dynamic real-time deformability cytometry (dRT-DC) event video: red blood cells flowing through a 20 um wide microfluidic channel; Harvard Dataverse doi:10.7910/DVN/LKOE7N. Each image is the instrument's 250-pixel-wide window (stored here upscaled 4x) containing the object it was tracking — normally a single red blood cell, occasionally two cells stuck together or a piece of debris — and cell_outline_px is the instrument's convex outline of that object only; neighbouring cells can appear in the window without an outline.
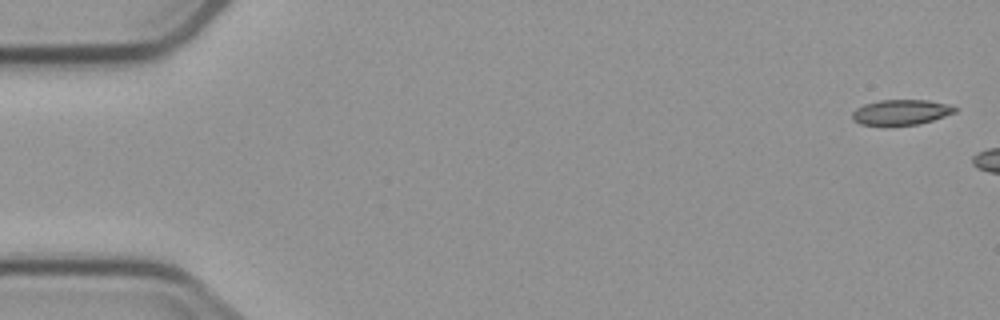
{"species": "common noctule bat (a hibernating species)", "species_latin": "Nyctalus noctula", "temperature_condition": "cold", "stored_images_in_passage": 6, "segment_of_instrument_passage": [2, 2], "camera_frame_rate_fps": 3000, "um_per_image_px": 0.085, "animal": {"sex": "male", "body_mass_g": 23.1, "forearm_length_mm": 52.7}, "frame": {"image": 1, "passage_image": 6, "time_ms": 6.333, "image_size_px": [1000, 320], "cell_outline_px": [[960, 108], [956, 112], [920, 124], [888, 128], [884, 128], [860, 124], [852, 120], [852, 112], [856, 108], [864, 104], [880, 100], [928, 100], [948, 104]], "centroid_in_image_um": [76.55, 9.58], "position_along_channel_um": 8.5, "area_um2": 15.9}}